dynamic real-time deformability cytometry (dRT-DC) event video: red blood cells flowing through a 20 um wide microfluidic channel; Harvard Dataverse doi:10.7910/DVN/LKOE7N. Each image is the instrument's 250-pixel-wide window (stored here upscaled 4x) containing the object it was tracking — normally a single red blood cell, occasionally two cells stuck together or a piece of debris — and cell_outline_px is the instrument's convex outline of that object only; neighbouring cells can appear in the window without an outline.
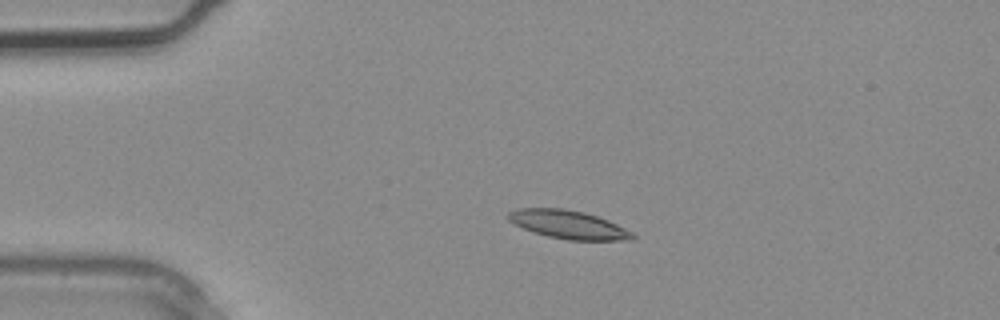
{"species": "common noctule bat (a hibernating species)", "species_latin": "Nyctalus noctula", "temperature_condition": "warm", "stored_images_in_passage": 2, "camera_frame_rate_fps": 3000, "um_per_image_px": 0.085, "animal": {"sex": "male", "body_mass_g": 20.4}, "frame": {"image": 1, "passage_image": 2, "time_ms": 0.333, "image_size_px": [1000, 320], "cell_outline_px": [[636, 240], [568, 240], [548, 236], [532, 232], [508, 220], [508, 212], [516, 208], [564, 208], [584, 212], [608, 220], [632, 232], [636, 236]], "centroid_in_image_um": [48.32, 19.09], "position_along_channel_um": 36.7, "area_um2": 20.52}}